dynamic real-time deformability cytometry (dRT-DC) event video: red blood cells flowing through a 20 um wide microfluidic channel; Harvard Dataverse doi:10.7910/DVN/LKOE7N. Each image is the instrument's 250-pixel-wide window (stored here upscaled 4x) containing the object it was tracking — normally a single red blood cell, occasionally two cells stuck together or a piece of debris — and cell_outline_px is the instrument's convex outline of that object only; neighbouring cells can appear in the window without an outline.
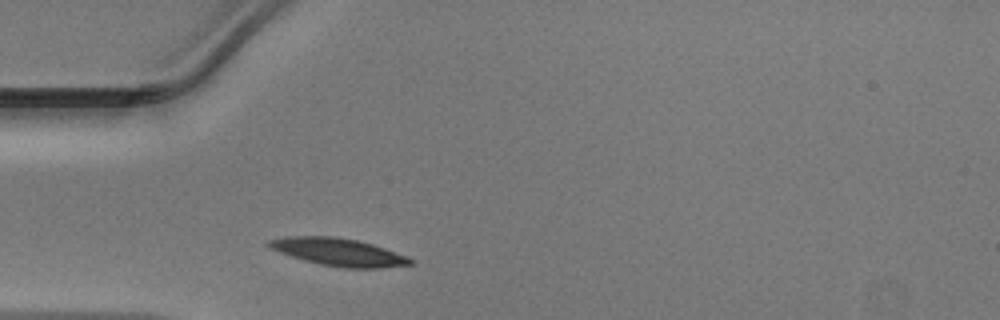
{"species": "Egyptian fruit bat (a non-hibernating species)", "species_latin": "Rousettus aegyptiacus", "temperature_condition": "warm", "stored_images_in_passage": 26, "camera_frame_rate_fps": 3000, "um_per_image_px": 0.085, "animal": {"sex": "male"}, "frame": {"image": 1, "passage_image": 1, "time_ms": 0.0, "image_size_px": [1000, 320], "cell_outline_px": [[416, 260], [412, 264], [380, 268], [348, 268], [320, 264], [304, 260], [280, 252], [272, 248], [268, 244], [268, 240], [288, 236], [336, 236], [356, 240], [372, 244], [408, 256]], "centroid_in_image_um": [28.83, 21.42], "position_along_channel_um": 56.2, "area_um2": 22.54}}
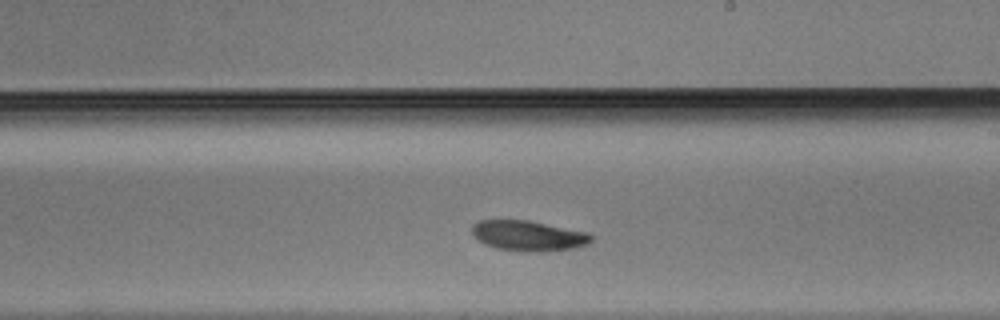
{"frame": {"image": 2, "passage_image": 15, "time_ms": 4.667, "image_size_px": [1000, 320], "cell_outline_px": [[592, 240], [588, 244], [576, 248], [540, 252], [528, 252], [496, 248], [484, 244], [472, 232], [472, 224], [480, 220], [528, 220], [588, 232], [592, 236]], "centroid_in_image_um": [44.94, 20.04], "position_along_channel_um": 244.1, "area_um2": 21.1}}
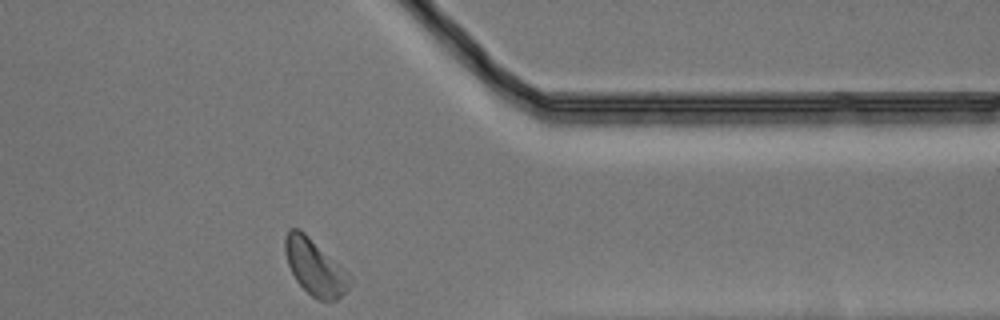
{"frame": {"image": 3, "passage_image": 26, "time_ms": 8.333, "image_size_px": [1000, 320], "cell_outline_px": [[352, 280], [348, 288], [336, 300], [316, 300], [296, 280], [288, 264], [284, 252], [284, 236], [288, 228], [300, 228], [340, 264], [352, 276]], "centroid_in_image_um": [26.75, 22.67], "position_along_channel_um": 384.6, "area_um2": 21.15}}